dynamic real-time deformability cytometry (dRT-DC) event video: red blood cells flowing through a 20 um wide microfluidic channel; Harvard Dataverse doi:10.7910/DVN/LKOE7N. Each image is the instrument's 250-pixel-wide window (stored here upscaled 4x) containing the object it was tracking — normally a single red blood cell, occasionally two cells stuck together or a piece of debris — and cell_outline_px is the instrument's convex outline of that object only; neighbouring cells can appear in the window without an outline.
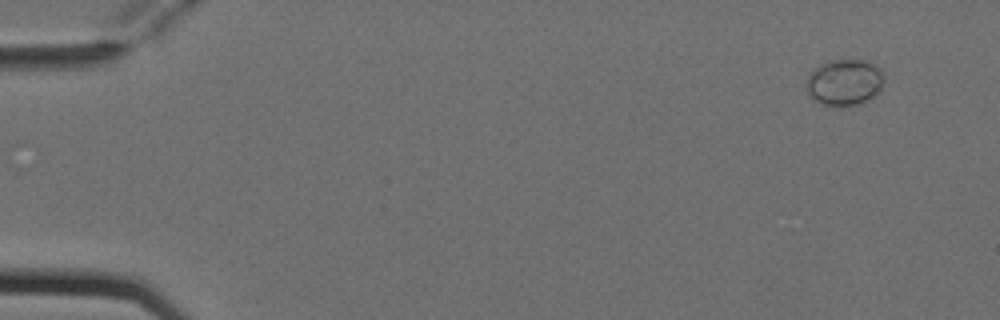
{"species": "Egyptian fruit bat (a non-hibernating species)", "species_latin": "Rousettus aegyptiacus", "temperature_condition": "cold", "stored_images_in_passage": 5, "camera_frame_rate_fps": 3000, "um_per_image_px": 0.085, "animal": {"sex": "female"}, "frame": {"image": 1, "passage_image": 1, "time_ms": 0.0, "image_size_px": [1000, 320], "cell_outline_px": [[884, 80], [880, 92], [868, 100], [860, 104], [840, 108], [836, 108], [820, 104], [812, 100], [808, 96], [808, 72], [820, 64], [828, 60], [868, 60], [876, 64], [880, 68], [884, 76]], "centroid_in_image_um": [71.79, 7.02], "position_along_channel_um": 13.2, "area_um2": 21.73}}
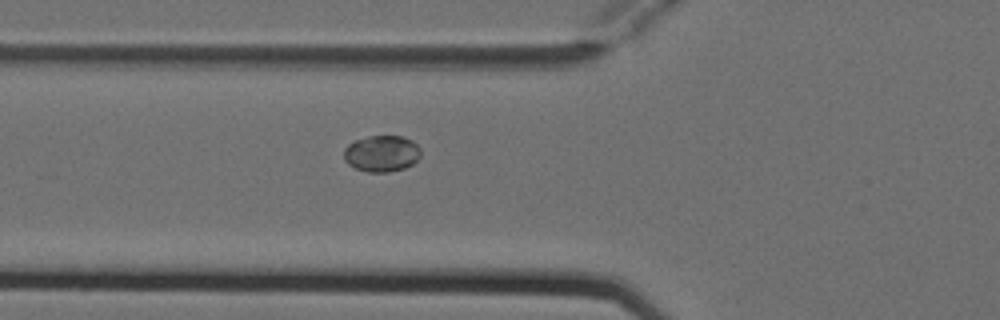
{"frame": {"image": 2, "passage_image": 5, "time_ms": 1.333, "image_size_px": [1000, 320], "cell_outline_px": [[420, 156], [412, 164], [404, 168], [388, 172], [368, 172], [356, 168], [348, 164], [344, 160], [344, 148], [348, 144], [356, 140], [368, 136], [404, 136], [412, 140], [420, 148]], "centroid_in_image_um": [32.44, 13.04], "position_along_channel_um": 93.4, "area_um2": 16.3}}